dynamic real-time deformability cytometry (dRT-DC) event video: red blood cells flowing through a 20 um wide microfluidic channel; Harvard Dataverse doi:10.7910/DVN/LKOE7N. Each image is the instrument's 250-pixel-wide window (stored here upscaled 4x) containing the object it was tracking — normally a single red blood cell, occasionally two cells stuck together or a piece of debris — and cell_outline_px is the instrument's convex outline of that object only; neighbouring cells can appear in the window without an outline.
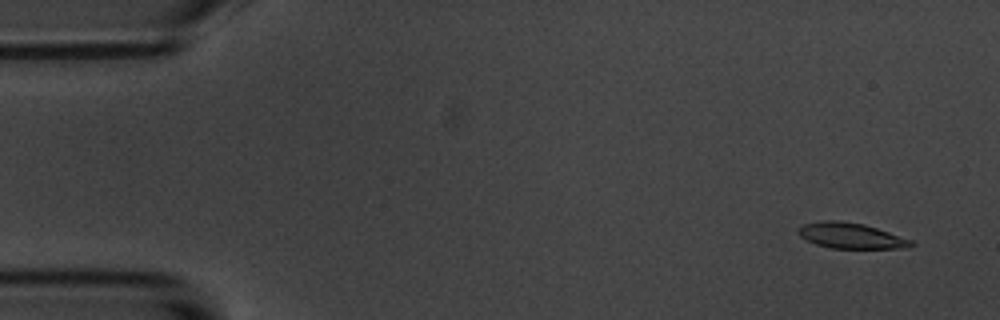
{"species": "common noctule bat (a hibernating species)", "species_latin": "Nyctalus noctula", "temperature_condition": "room temperature", "stored_images_in_passage": 3, "camera_frame_rate_fps": 3000, "um_per_image_px": 0.085, "animal": {"sex": "male", "body_mass_g": 20.1, "forearm_length_mm": 53.5}, "frame": {"image": 1, "passage_image": 3, "time_ms": 2.333, "image_size_px": [1000, 320], "cell_outline_px": [[916, 244], [912, 248], [828, 248], [816, 244], [800, 236], [796, 232], [796, 228], [800, 224], [820, 220], [840, 220], [864, 224], [912, 240]], "centroid_in_image_um": [72.28, 20.02], "position_along_channel_um": 12.7, "area_um2": 17.11}}